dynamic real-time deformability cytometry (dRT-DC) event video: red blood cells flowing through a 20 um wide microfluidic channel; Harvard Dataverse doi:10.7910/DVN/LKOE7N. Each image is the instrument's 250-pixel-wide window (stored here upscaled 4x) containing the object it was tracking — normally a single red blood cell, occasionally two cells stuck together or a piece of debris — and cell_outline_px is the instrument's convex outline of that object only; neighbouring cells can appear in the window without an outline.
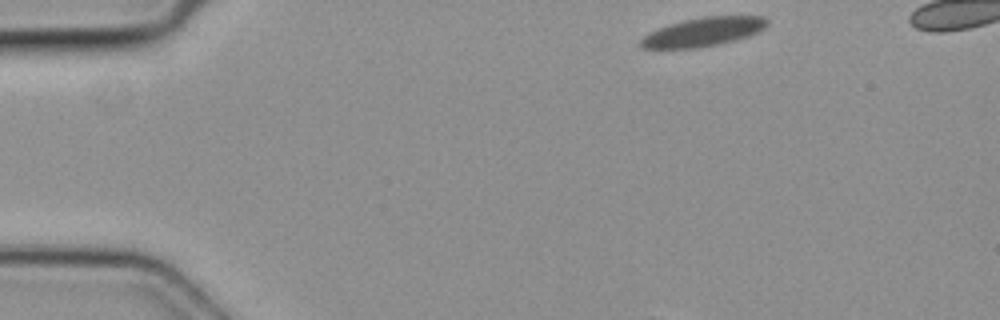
{"species": "common noctule bat (a hibernating species)", "species_latin": "Nyctalus noctula", "temperature_condition": "cold", "stored_images_in_passage": 5, "camera_frame_rate_fps": 3000, "um_per_image_px": 0.085, "animal": {"sex": "female", "body_mass_g": 19.3, "forearm_length_mm": 54.1}, "frame": {"image": 1, "passage_image": 1, "time_ms": 0.0, "image_size_px": [1000, 320], "cell_outline_px": [[768, 24], [760, 32], [736, 40], [720, 44], [700, 48], [640, 48], [640, 40], [648, 32], [684, 20], [704, 16], [764, 16], [768, 20]], "centroid_in_image_um": [59.82, 2.71], "position_along_channel_um": 25.2, "area_um2": 21.27}}
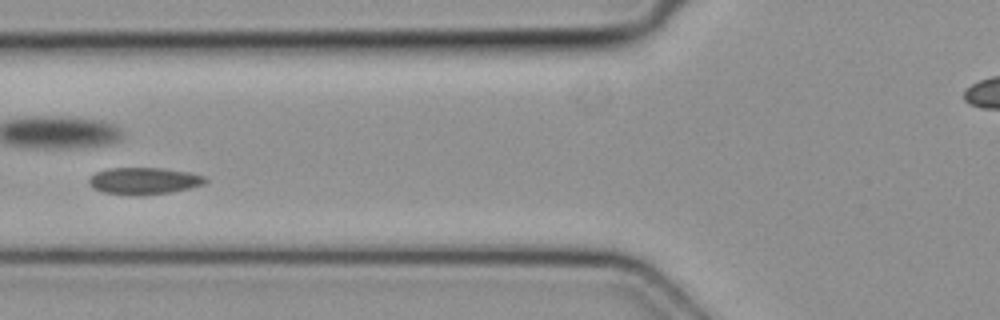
{"frame": {"image": 2, "passage_image": 5, "time_ms": 1.333, "image_size_px": [1000, 320], "cell_outline_px": [[208, 180], [204, 184], [188, 188], [168, 192], [140, 196], [104, 192], [92, 188], [88, 184], [88, 180], [96, 172], [112, 168], [160, 168], [192, 172], [204, 176]], "centroid_in_image_um": [12.24, 15.37], "position_along_channel_um": 113.6, "area_um2": 18.15}}